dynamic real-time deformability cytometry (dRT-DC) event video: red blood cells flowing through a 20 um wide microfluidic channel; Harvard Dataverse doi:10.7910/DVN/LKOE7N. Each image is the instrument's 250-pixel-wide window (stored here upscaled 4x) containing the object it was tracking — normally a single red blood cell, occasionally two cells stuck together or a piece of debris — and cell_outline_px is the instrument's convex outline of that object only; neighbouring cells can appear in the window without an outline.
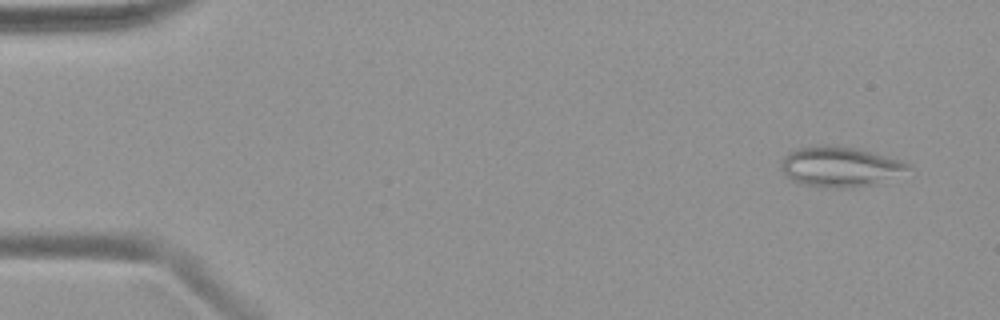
{"species": "common noctule bat (a hibernating species)", "species_latin": "Nyctalus noctula", "temperature_condition": "warm", "stored_images_in_passage": 49, "camera_frame_rate_fps": 3000, "um_per_image_px": 0.085, "animal": {"sex": "female", "body_mass_g": 19.9}, "frame": {"image": 1, "passage_image": 3, "time_ms": 0.667, "image_size_px": [1000, 320], "cell_outline_px": [[912, 168], [876, 184], [852, 188], [832, 188], [800, 184], [792, 180], [780, 168], [780, 164], [784, 156], [788, 152], [796, 148], [824, 144], [832, 144], [856, 148], [872, 152], [900, 160], [908, 164]], "centroid_in_image_um": [71.35, 14.16], "position_along_channel_um": 13.6, "area_um2": 29.82}}
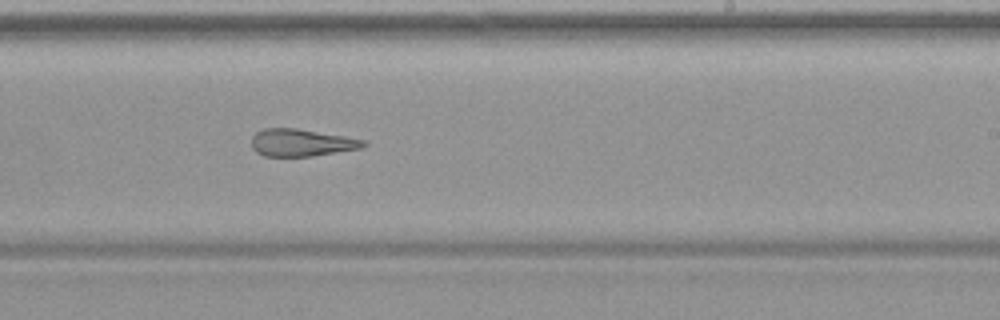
{"frame": {"image": 2, "passage_image": 30, "time_ms": 9.667, "image_size_px": [1000, 320], "cell_outline_px": [[368, 144], [364, 148], [312, 156], [264, 156], [256, 152], [252, 148], [252, 136], [256, 132], [264, 128], [296, 128], [368, 140]], "centroid_in_image_um": [25.66, 12.12], "position_along_channel_um": 263.3, "area_um2": 17.98}}
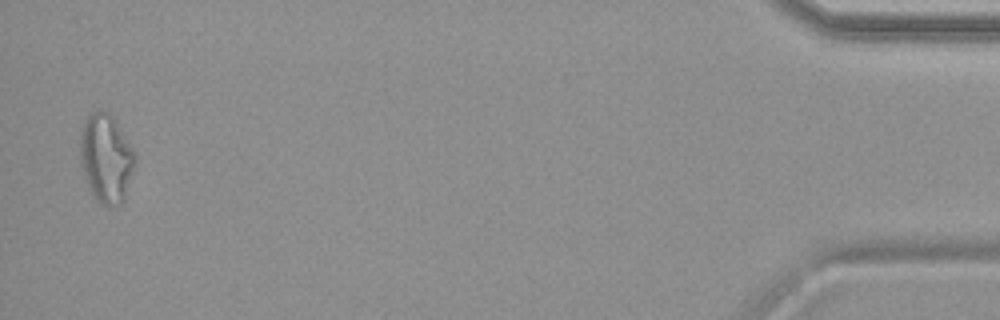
{"frame": {"image": 3, "passage_image": 48, "time_ms": 15.667, "image_size_px": [1000, 320], "cell_outline_px": [[136, 156], [124, 200], [120, 204], [108, 208], [100, 204], [92, 196], [84, 176], [80, 164], [80, 132], [84, 120], [92, 112], [104, 108], [112, 116], [136, 152]], "centroid_in_image_um": [8.99, 13.46], "position_along_channel_um": 426.2, "area_um2": 28.67}}